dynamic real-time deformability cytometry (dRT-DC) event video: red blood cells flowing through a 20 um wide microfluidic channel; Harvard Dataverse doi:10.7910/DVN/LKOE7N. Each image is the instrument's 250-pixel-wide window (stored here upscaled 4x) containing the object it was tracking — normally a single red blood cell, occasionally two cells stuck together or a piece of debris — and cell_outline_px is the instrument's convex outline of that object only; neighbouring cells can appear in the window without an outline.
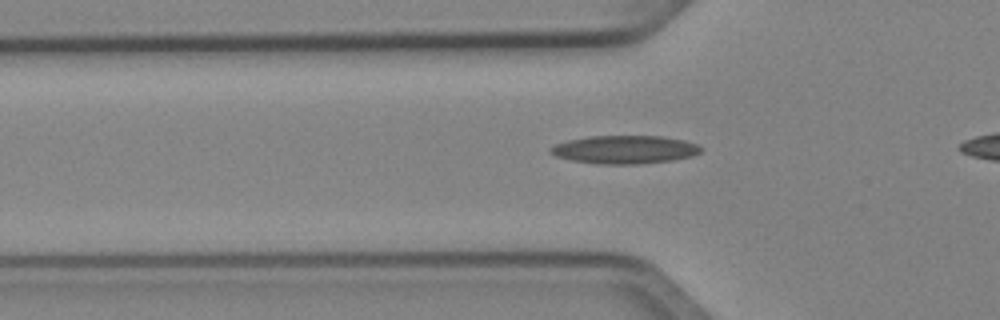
{"species": "Egyptian fruit bat (a non-hibernating species)", "species_latin": "Rousettus aegyptiacus", "temperature_condition": "cold", "stored_images_in_passage": 38, "camera_frame_rate_fps": 3000, "um_per_image_px": 0.085, "animal": {"sex": "female"}, "frame": {"image": 1, "passage_image": 9, "time_ms": 2.667, "image_size_px": [1000, 320], "cell_outline_px": [[704, 148], [700, 152], [692, 156], [672, 160], [640, 164], [600, 164], [572, 160], [556, 156], [548, 152], [548, 148], [556, 144], [568, 140], [588, 136], [660, 136], [684, 140], [696, 144]], "centroid_in_image_um": [53.09, 12.71], "position_along_channel_um": 72.7, "area_um2": 24.74}}
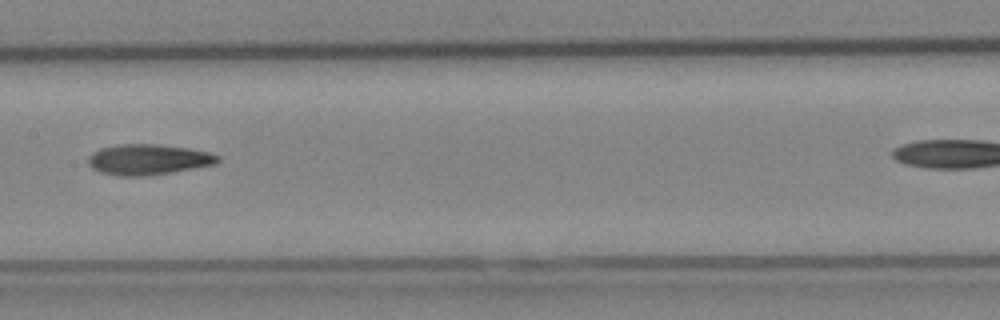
{"frame": {"image": 2, "passage_image": 18, "time_ms": 5.667, "image_size_px": [1000, 320], "cell_outline_px": [[220, 160], [216, 164], [172, 172], [144, 176], [116, 176], [100, 172], [92, 168], [88, 164], [88, 156], [92, 152], [100, 148], [120, 144], [156, 144], [188, 148], [208, 152], [220, 156]], "centroid_in_image_um": [12.58, 13.56], "position_along_channel_um": 194.8, "area_um2": 23.18}}
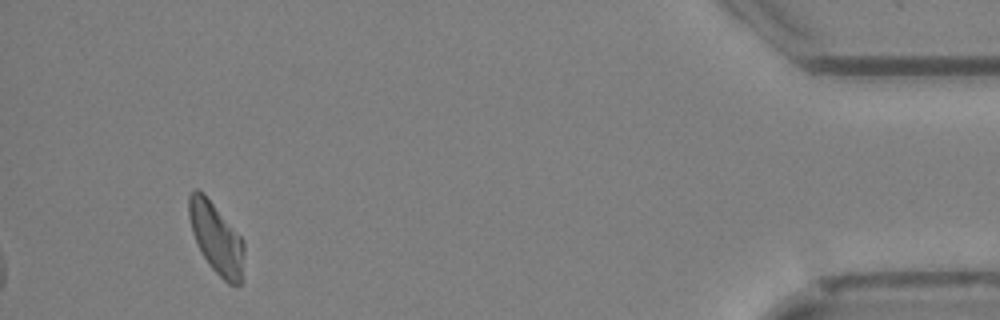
{"frame": {"image": 3, "passage_image": 35, "time_ms": 11.333, "image_size_px": [1000, 320], "cell_outline_px": [[244, 252], [240, 284], [228, 284], [208, 264], [200, 252], [192, 232], [188, 216], [188, 196], [196, 188], [204, 192], [244, 240]], "centroid_in_image_um": [18.36, 20.2], "position_along_channel_um": 416.8, "area_um2": 22.83}}